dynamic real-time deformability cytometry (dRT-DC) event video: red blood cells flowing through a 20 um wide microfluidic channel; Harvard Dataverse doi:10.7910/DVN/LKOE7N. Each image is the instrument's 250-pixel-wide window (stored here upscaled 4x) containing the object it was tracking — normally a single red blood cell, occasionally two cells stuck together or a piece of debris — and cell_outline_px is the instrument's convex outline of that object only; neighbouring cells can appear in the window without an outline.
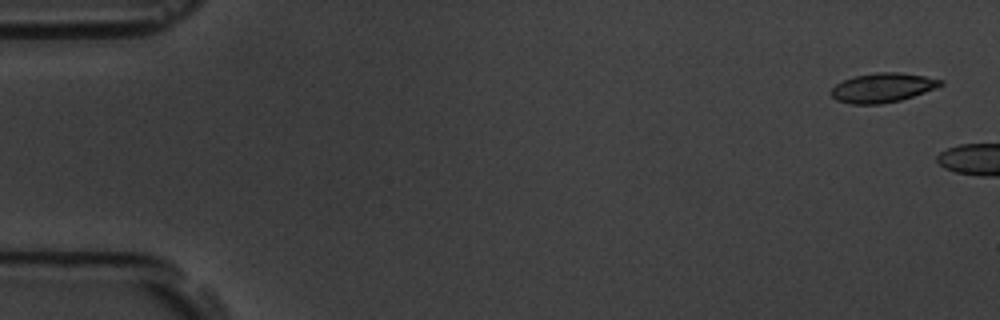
{"species": "common noctule bat (a hibernating species)", "species_latin": "Nyctalus noctula", "temperature_condition": "room temperature", "stored_images_in_passage": 5, "camera_frame_rate_fps": 3000, "um_per_image_px": 0.085, "animal": {"sex": "male", "body_mass_g": 19.5, "forearm_length_mm": 54.6}, "frame": {"image": 1, "passage_image": 2, "time_ms": 0.333, "image_size_px": [1000, 320], "cell_outline_px": [[944, 84], [924, 92], [900, 100], [880, 104], [852, 104], [836, 100], [832, 96], [832, 88], [836, 84], [844, 80], [856, 76], [876, 72], [900, 72], [924, 76], [944, 80]], "centroid_in_image_um": [75.02, 7.45], "position_along_channel_um": 10.0, "area_um2": 18.5}}